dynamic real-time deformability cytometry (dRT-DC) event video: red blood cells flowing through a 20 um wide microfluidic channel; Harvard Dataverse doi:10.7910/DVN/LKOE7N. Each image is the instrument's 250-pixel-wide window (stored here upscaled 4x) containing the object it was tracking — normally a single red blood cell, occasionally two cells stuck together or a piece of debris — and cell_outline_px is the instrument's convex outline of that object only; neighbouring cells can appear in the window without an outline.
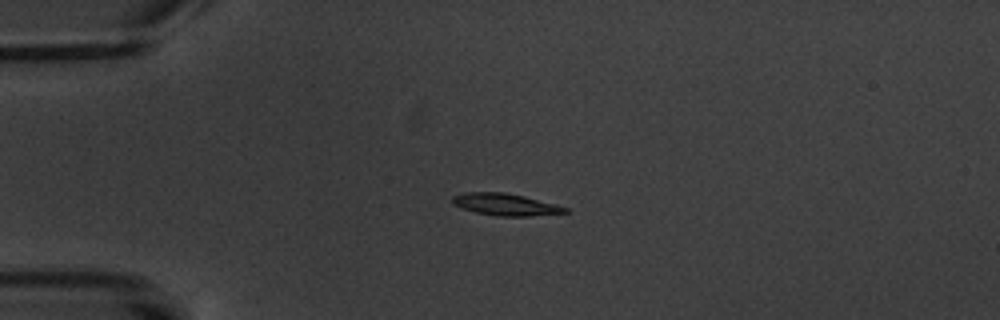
{"species": "common noctule bat (a hibernating species)", "species_latin": "Nyctalus noctula", "temperature_condition": "warm", "stored_images_in_passage": 4, "camera_frame_rate_fps": 3000, "um_per_image_px": 0.085, "animal": {"sex": "male", "body_mass_g": 20.1, "forearm_length_mm": 53.5}, "frame": {"image": 1, "passage_image": 3, "time_ms": 3.333, "image_size_px": [1000, 320], "cell_outline_px": [[572, 212], [528, 216], [496, 216], [476, 212], [452, 204], [452, 196], [464, 192], [504, 192], [524, 196], [556, 204], [568, 208]], "centroid_in_image_um": [42.99, 17.38], "position_along_channel_um": 42.0, "area_um2": 14.45}}